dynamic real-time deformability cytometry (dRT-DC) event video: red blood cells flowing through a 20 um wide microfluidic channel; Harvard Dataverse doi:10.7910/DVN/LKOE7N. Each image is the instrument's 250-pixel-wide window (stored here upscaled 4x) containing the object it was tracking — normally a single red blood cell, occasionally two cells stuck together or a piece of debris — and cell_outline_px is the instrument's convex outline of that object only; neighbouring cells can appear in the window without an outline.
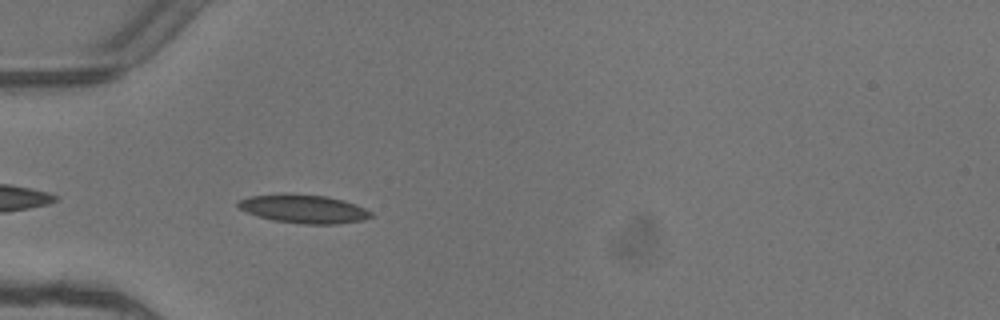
{"species": "common noctule bat (a hibernating species)", "species_latin": "Nyctalus noctula", "temperature_condition": "warm", "stored_images_in_passage": 4, "camera_frame_rate_fps": 3000, "um_per_image_px": 0.085, "animal": {"sex": "female"}, "frame": {"image": 1, "passage_image": 4, "time_ms": 1.0, "image_size_px": [1000, 320], "cell_outline_px": [[372, 216], [364, 220], [336, 224], [304, 224], [272, 220], [256, 216], [240, 208], [236, 204], [240, 200], [248, 196], [284, 192], [328, 196], [344, 200], [364, 208], [372, 212]], "centroid_in_image_um": [25.79, 17.73], "position_along_channel_um": 59.2, "area_um2": 22.37}}